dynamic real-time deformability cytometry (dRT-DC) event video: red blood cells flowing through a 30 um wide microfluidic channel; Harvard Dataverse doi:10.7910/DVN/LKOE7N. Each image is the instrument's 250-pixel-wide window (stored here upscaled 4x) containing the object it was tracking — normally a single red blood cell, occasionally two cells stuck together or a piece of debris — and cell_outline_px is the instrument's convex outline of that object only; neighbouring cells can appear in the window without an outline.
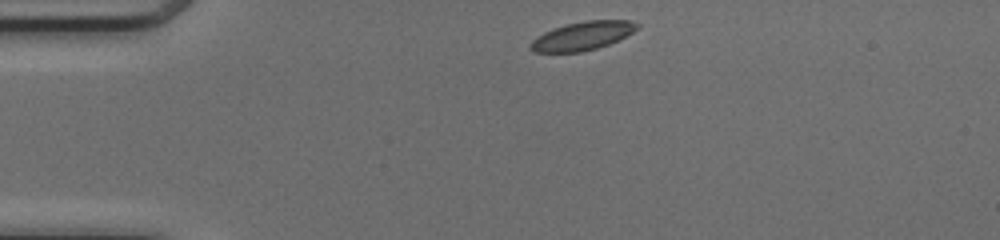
{"species": "common noctule bat (a hibernating species)", "species_latin": "Nyctalus noctula", "temperature_condition": "cold", "stored_images_in_passage": 40, "camera_frame_rate_fps": 3000, "um_per_image_px": 0.085, "animal": {"sex": "female", "body_mass_g": 17.0, "forearm_length_mm": 48.0}, "frame": {"image": 1, "passage_image": 1, "time_ms": 0.0, "image_size_px": [1000, 240], "cell_outline_px": [[640, 28], [608, 44], [596, 48], [580, 52], [532, 52], [528, 48], [528, 44], [536, 36], [552, 28], [584, 20], [628, 20], [640, 24]], "centroid_in_image_um": [49.46, 3.05], "position_along_channel_um": 35.5, "area_um2": 17.74}}
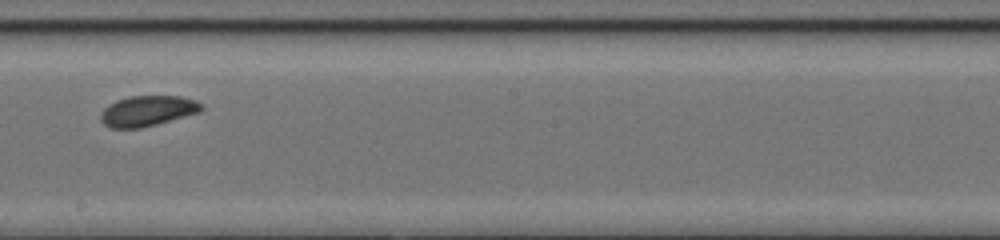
{"frame": {"image": 2, "passage_image": 19, "time_ms": 6.0, "image_size_px": [1000, 240], "cell_outline_px": [[204, 108], [200, 112], [156, 124], [140, 128], [108, 128], [100, 120], [100, 112], [108, 104], [116, 100], [128, 96], [180, 96], [196, 100], [204, 104]], "centroid_in_image_um": [12.53, 9.42], "position_along_channel_um": 235.7, "area_um2": 18.09}}
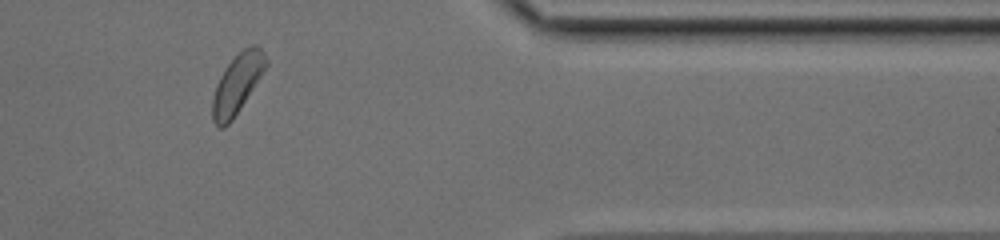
{"frame": {"image": 3, "passage_image": 32, "time_ms": 10.333, "image_size_px": [1000, 240], "cell_outline_px": [[268, 64], [232, 120], [224, 128], [216, 128], [212, 120], [212, 100], [216, 84], [224, 68], [244, 48], [252, 44], [256, 44], [264, 52], [268, 60]], "centroid_in_image_um": [20.14, 7.14], "position_along_channel_um": 391.3, "area_um2": 18.32}, "authors_computed_cell_mechanics": {"area_um2": 18.2937, "velocity_mm_per_s": 4.0995, "shape_relaxation_time_tau1_ms": 3.2356, "shape_relaxation_time_tau2_ms": null, "deformation_change_tau1": 0.0595, "deformation_change_tau2": null}}